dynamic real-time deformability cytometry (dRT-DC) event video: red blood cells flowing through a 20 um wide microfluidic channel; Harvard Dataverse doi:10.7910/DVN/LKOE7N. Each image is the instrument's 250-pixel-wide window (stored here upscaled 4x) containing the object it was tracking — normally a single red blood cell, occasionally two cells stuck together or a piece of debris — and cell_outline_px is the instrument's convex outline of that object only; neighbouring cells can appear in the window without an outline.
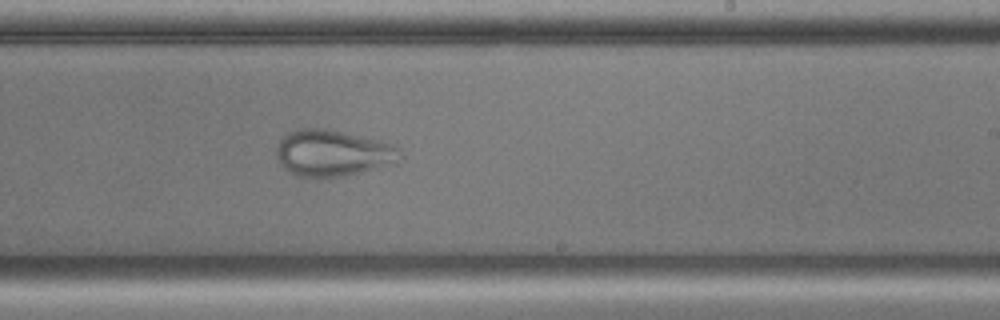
{"species": "common noctule bat (a hibernating species)", "species_latin": "Nyctalus noctula", "temperature_condition": "cold", "stored_images_in_passage": 45, "camera_frame_rate_fps": 3000, "um_per_image_px": 0.085, "animal": {"sex": "male", "body_mass_g": 17.9, "forearm_length_mm": 54.2}, "frame": {"image": 1, "passage_image": 23, "time_ms": 7.333, "image_size_px": [1000, 320], "cell_outline_px": [[400, 148], [396, 164], [344, 176], [300, 176], [284, 168], [276, 156], [276, 144], [288, 132], [300, 128], [324, 128], [364, 136], [380, 140], [392, 144]], "centroid_in_image_um": [28.29, 12.99], "position_along_channel_um": 260.7, "area_um2": 33.29}}